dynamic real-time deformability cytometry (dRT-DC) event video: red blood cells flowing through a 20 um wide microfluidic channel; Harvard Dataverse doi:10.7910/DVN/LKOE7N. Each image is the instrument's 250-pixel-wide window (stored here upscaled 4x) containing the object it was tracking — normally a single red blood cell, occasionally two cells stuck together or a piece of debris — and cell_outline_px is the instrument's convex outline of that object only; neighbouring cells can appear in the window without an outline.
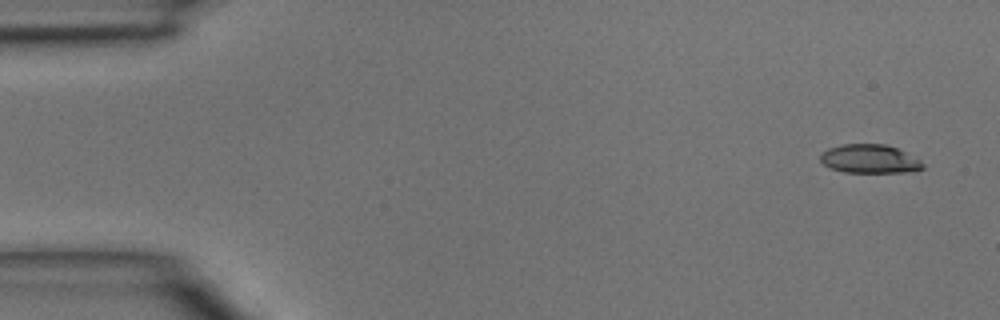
{"species": "common noctule bat (a hibernating species)", "species_latin": "Nyctalus noctula", "temperature_condition": "room temperature", "stored_images_in_passage": 5, "segment_of_instrument_passage": [2, 2], "camera_frame_rate_fps": 3000, "um_per_image_px": 0.085, "animal": {"sex": "male", "body_mass_g": 15.6}, "frame": {"image": 1, "passage_image": 5, "time_ms": 1.333, "image_size_px": [1000, 320], "cell_outline_px": [[924, 168], [904, 172], [844, 172], [832, 168], [824, 164], [820, 160], [820, 156], [828, 148], [844, 144], [884, 144], [896, 148], [920, 160], [924, 164]], "centroid_in_image_um": [73.91, 13.5], "position_along_channel_um": 11.1, "area_um2": 16.82}}